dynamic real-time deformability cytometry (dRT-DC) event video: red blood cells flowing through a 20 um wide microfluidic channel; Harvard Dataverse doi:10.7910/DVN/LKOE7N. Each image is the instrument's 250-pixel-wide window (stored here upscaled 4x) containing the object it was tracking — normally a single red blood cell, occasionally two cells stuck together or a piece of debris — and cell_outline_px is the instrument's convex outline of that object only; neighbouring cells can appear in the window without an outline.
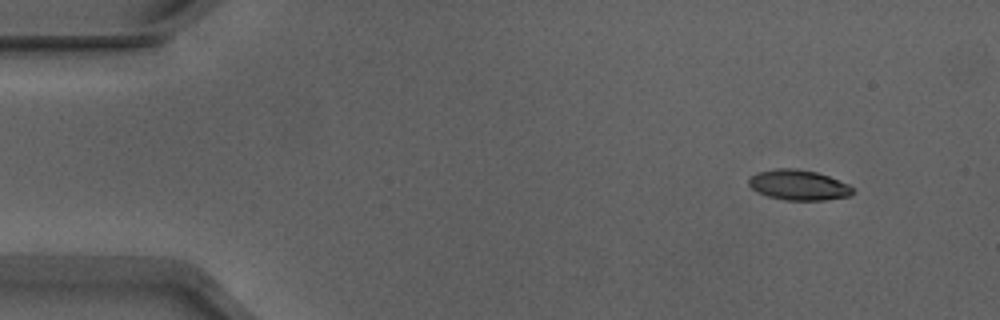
{"species": "Egyptian fruit bat (a non-hibernating species)", "species_latin": "Rousettus aegyptiacus", "temperature_condition": "warm", "stored_images_in_passage": 9, "camera_frame_rate_fps": 3000, "um_per_image_px": 0.085, "animal": {"sex": "male"}, "frame": {"image": 1, "passage_image": 1, "time_ms": 0.0, "image_size_px": [1000, 320], "cell_outline_px": [[856, 188], [848, 196], [824, 200], [784, 200], [768, 196], [756, 192], [748, 184], [748, 180], [756, 172], [776, 168], [796, 168], [816, 172], [828, 176], [848, 184]], "centroid_in_image_um": [67.85, 15.72], "position_along_channel_um": 17.1, "area_um2": 18.38}}